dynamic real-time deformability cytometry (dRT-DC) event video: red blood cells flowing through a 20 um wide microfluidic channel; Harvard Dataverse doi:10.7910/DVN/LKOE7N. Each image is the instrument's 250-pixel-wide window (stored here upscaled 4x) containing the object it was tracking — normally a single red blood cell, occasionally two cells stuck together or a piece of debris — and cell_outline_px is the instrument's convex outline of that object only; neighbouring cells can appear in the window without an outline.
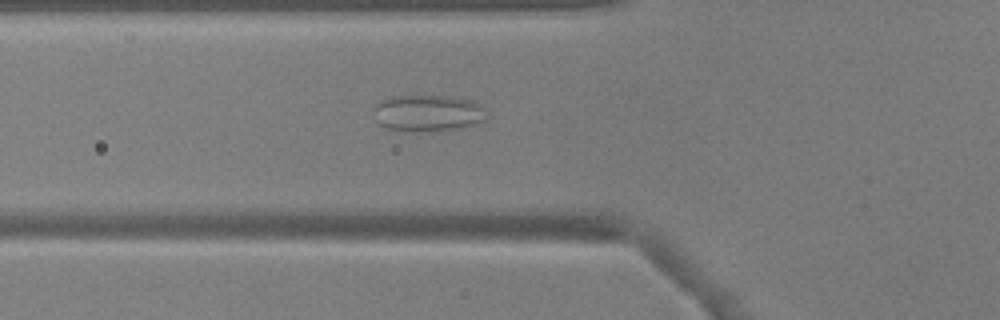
{"species": "common noctule bat (a hibernating species)", "species_latin": "Nyctalus noctula", "temperature_condition": "warm", "stored_images_in_passage": 53, "camera_frame_rate_fps": 3000, "um_per_image_px": 0.085, "animal": {"sex": "male", "body_mass_g": 17.9, "forearm_length_mm": 54.2}, "frame": {"image": 1, "passage_image": 19, "time_ms": 6.0, "image_size_px": [1000, 320], "cell_outline_px": [[484, 120], [472, 124], [456, 128], [432, 132], [384, 128], [376, 120], [372, 108], [380, 100], [392, 96], [452, 96], [476, 100], [484, 108]], "centroid_in_image_um": [36.34, 9.59], "position_along_channel_um": 89.5, "area_um2": 24.1}}
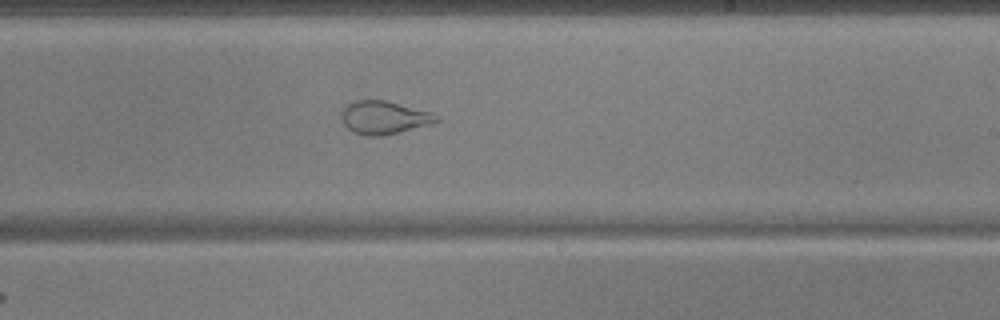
{"frame": {"image": 2, "passage_image": 32, "time_ms": 10.333, "image_size_px": [1000, 320], "cell_outline_px": [[440, 120], [428, 124], [380, 136], [368, 136], [356, 132], [348, 128], [344, 124], [340, 112], [348, 104], [356, 100], [384, 100], [432, 112], [440, 116]], "centroid_in_image_um": [32.64, 9.97], "position_along_channel_um": 256.4, "area_um2": 17.92}}
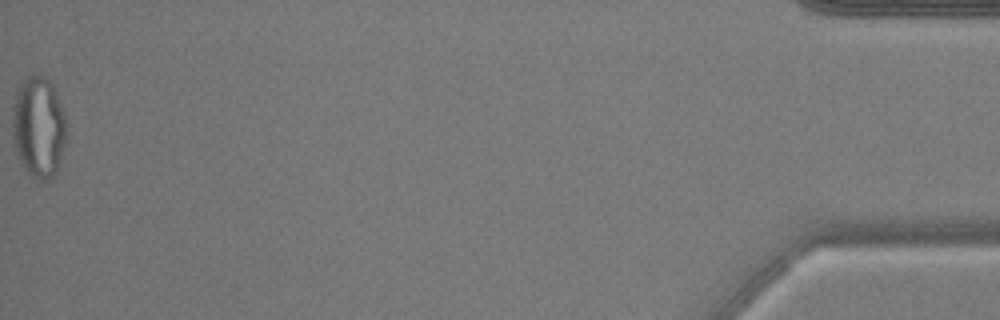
{"frame": {"image": 3, "passage_image": 53, "time_ms": 17.333, "image_size_px": [1000, 320], "cell_outline_px": [[64, 144], [56, 168], [52, 176], [44, 180], [32, 176], [24, 168], [16, 152], [12, 124], [12, 120], [16, 92], [24, 80], [28, 76], [44, 76], [48, 80], [56, 92], [64, 116]], "centroid_in_image_um": [3.25, 10.78], "position_along_channel_um": 432.0, "area_um2": 30.58}}